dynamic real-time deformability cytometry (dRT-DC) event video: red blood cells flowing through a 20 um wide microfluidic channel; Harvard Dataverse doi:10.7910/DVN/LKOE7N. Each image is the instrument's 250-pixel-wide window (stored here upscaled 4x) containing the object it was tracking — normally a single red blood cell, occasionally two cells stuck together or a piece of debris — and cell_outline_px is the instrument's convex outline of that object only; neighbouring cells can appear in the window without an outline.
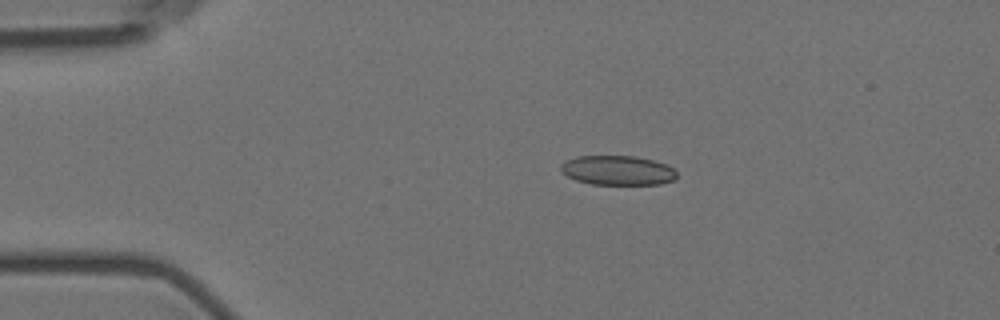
{"species": "Egyptian fruit bat (a non-hibernating species)", "species_latin": "Rousettus aegyptiacus", "temperature_condition": "room temperature", "stored_images_in_passage": 9, "camera_frame_rate_fps": 3000, "um_per_image_px": 0.085, "animal": {"sex": "female"}, "frame": {"image": 1, "passage_image": 1, "time_ms": 0.0, "image_size_px": [1000, 320], "cell_outline_px": [[676, 176], [672, 180], [660, 184], [592, 184], [576, 180], [560, 172], [560, 164], [576, 156], [636, 156], [652, 160], [664, 164], [672, 168], [676, 172]], "centroid_in_image_um": [52.45, 14.48], "position_along_channel_um": 32.5, "area_um2": 19.77}}
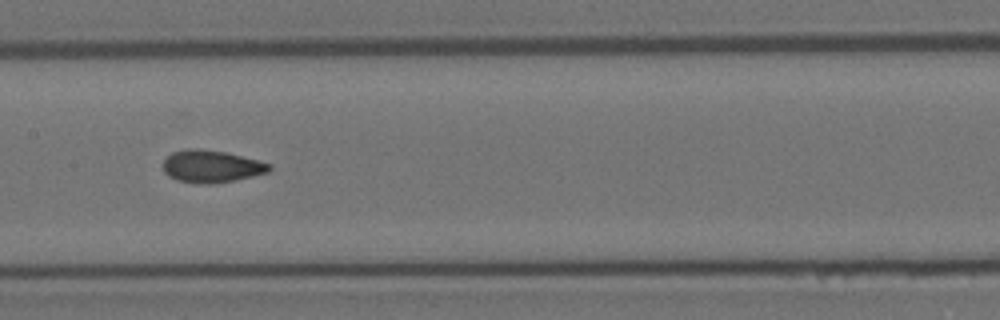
{"frame": {"image": 2, "passage_image": 6, "time_ms": 5.667, "image_size_px": [1000, 320], "cell_outline_px": [[272, 168], [268, 172], [252, 176], [212, 184], [200, 184], [176, 180], [168, 176], [164, 172], [164, 160], [172, 152], [188, 148], [196, 148], [224, 152], [272, 164]], "centroid_in_image_um": [17.94, 14.14], "position_along_channel_um": 189.5, "area_um2": 19.83}}
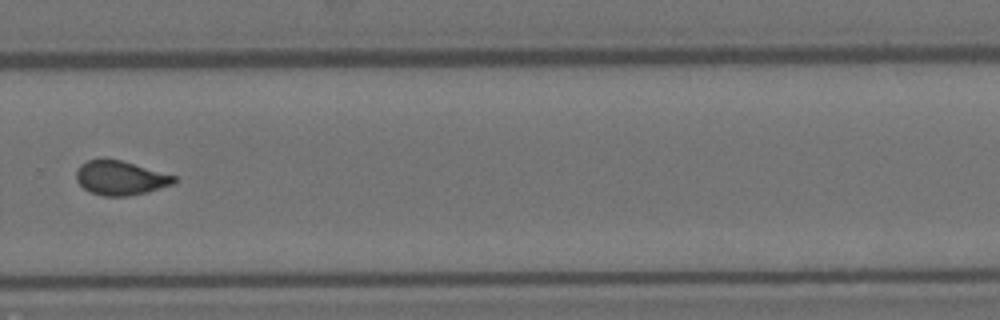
{"frame": {"image": 3, "passage_image": 9, "time_ms": 9.333, "image_size_px": [1000, 320], "cell_outline_px": [[176, 180], [172, 184], [144, 192], [128, 196], [104, 196], [92, 192], [84, 188], [76, 180], [76, 172], [80, 164], [88, 160], [120, 160], [176, 176]], "centroid_in_image_um": [10.21, 15.13], "position_along_channel_um": 319.6, "area_um2": 18.96}}